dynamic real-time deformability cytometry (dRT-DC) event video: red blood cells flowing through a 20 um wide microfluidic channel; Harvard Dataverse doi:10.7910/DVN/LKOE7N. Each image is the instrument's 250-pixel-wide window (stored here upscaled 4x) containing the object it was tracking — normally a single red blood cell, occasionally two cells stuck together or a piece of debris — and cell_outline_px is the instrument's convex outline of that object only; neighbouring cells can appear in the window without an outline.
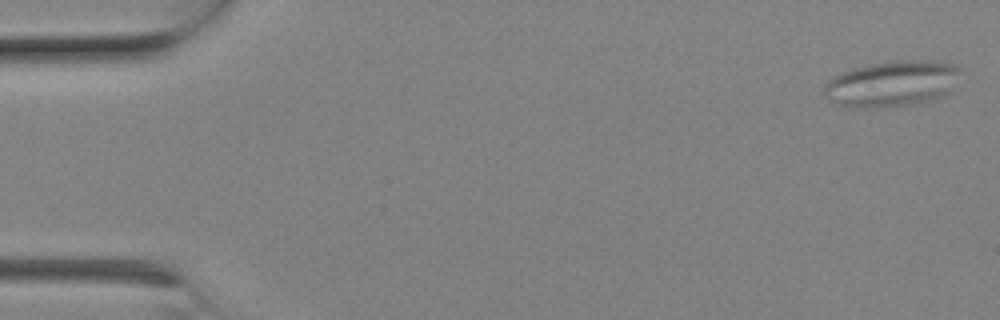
{"species": "Egyptian fruit bat (a non-hibernating species)", "species_latin": "Rousettus aegyptiacus", "temperature_condition": "room temperature", "stored_images_in_passage": 6, "camera_frame_rate_fps": 3000, "um_per_image_px": 0.085, "animal": {"sex": "female"}, "frame": {"image": 1, "passage_image": 1, "time_ms": 0.0, "image_size_px": [1000, 320], "cell_outline_px": [[960, 68], [948, 92], [944, 96], [932, 100], [912, 104], [876, 108], [848, 108], [836, 104], [828, 100], [824, 96], [824, 84], [832, 76], [840, 72], [852, 68], [868, 64], [896, 60], [932, 60], [956, 64]], "centroid_in_image_um": [75.73, 7.12], "position_along_channel_um": 9.3, "area_um2": 36.82}}
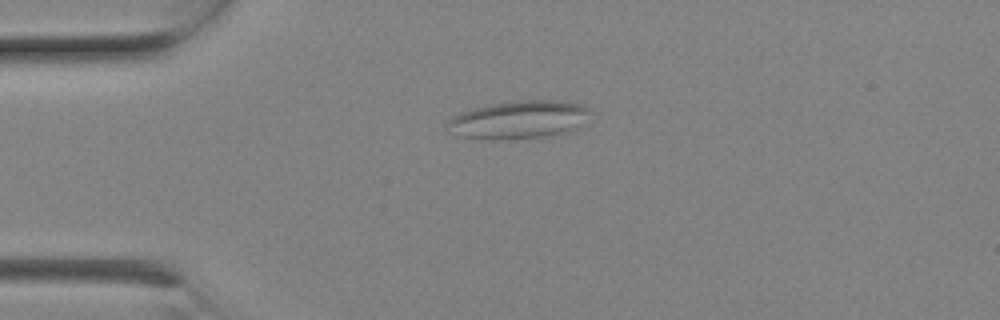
{"frame": {"image": 2, "passage_image": 5, "time_ms": 1.333, "image_size_px": [1000, 320], "cell_outline_px": [[592, 112], [580, 128], [572, 132], [544, 136], [500, 140], [488, 140], [460, 136], [448, 132], [448, 120], [452, 116], [460, 112], [472, 108], [488, 104], [516, 100], [560, 100], [584, 104]], "centroid_in_image_um": [44.13, 10.17], "position_along_channel_um": 40.9, "area_um2": 32.43}}